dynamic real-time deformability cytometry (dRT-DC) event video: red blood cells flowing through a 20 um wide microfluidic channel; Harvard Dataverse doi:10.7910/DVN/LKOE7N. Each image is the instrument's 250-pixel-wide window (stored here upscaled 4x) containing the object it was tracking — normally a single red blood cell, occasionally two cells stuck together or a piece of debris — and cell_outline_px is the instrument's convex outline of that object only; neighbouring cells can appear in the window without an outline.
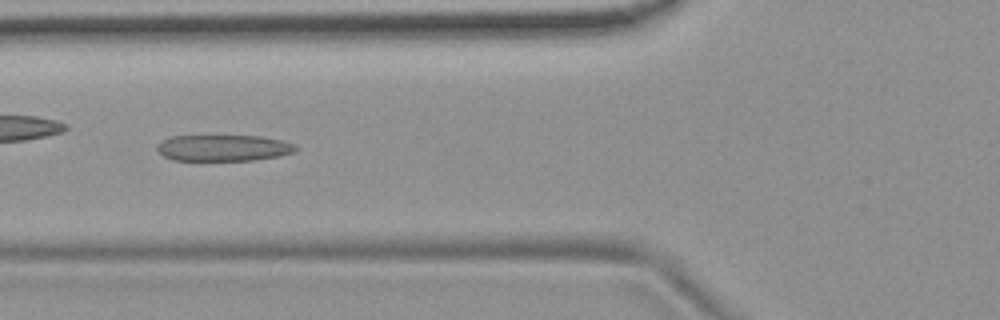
{"species": "common noctule bat (a hibernating species)", "species_latin": "Nyctalus noctula", "temperature_condition": "room temperature", "stored_images_in_passage": 8, "camera_frame_rate_fps": 3000, "um_per_image_px": 0.085, "animal": {"sex": "female", "body_mass_g": 19.9}, "frame": {"image": 1, "passage_image": 7, "time_ms": 2.0, "image_size_px": [1000, 320], "cell_outline_px": [[296, 152], [276, 156], [252, 160], [172, 160], [164, 156], [156, 148], [164, 140], [172, 136], [260, 136], [280, 140], [296, 144]], "centroid_in_image_um": [19.01, 12.57], "position_along_channel_um": 106.8, "area_um2": 20.92}}
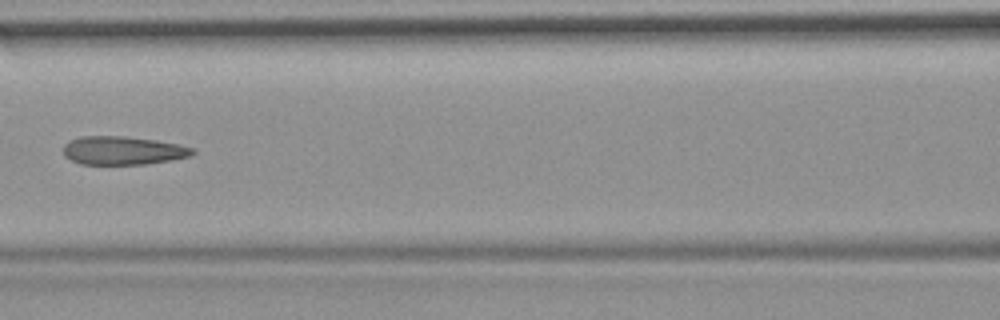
{"frame": {"image": 2, "passage_image": 8, "time_ms": 2.333, "image_size_px": [1000, 320], "cell_outline_px": [[196, 152], [192, 156], [144, 164], [80, 164], [64, 156], [64, 144], [72, 140], [84, 136], [124, 136], [156, 140], [196, 148]], "centroid_in_image_um": [10.47, 12.79], "position_along_channel_um": 156.1, "area_um2": 21.27}}